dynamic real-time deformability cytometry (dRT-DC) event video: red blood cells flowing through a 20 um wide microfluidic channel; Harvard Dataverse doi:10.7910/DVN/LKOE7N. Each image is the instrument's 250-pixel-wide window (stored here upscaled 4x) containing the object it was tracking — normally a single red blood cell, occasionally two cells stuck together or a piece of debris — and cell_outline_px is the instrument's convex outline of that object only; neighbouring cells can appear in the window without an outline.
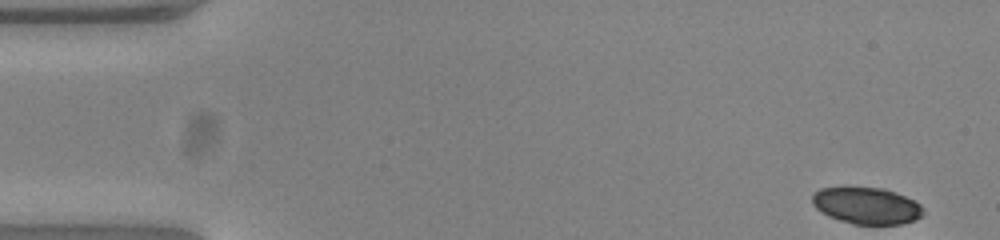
{"species": "common noctule bat (a hibernating species)", "species_latin": "Nyctalus noctula", "temperature_condition": "warm", "stored_images_in_passage": 12, "camera_frame_rate_fps": 3000, "um_per_image_px": 0.085, "animal": {"sex": "female", "body_mass_g": 23.0, "forearm_length_mm": 53.4}, "frame": {"image": 1, "passage_image": 1, "time_ms": 0.0, "image_size_px": [1000, 240], "cell_outline_px": [[924, 212], [916, 220], [900, 224], [852, 224], [828, 216], [820, 212], [812, 204], [812, 196], [820, 188], [884, 188], [896, 192], [920, 204], [924, 208]], "centroid_in_image_um": [73.67, 17.49], "position_along_channel_um": 11.3, "area_um2": 23.58}}